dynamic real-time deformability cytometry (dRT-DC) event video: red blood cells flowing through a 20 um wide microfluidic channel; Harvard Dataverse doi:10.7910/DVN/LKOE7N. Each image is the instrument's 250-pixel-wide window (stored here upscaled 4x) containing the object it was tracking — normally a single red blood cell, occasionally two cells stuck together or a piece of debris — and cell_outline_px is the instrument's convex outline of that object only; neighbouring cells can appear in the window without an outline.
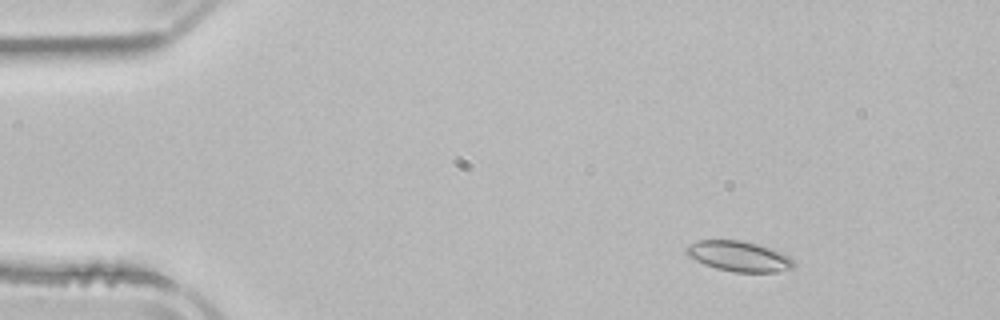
{"species": "common noctule bat (a hibernating species)", "species_latin": "Nyctalus noctula", "temperature_condition": "room temperature", "stored_images_in_passage": 3, "camera_frame_rate_fps": 3000, "um_per_image_px": 0.085, "animal": {"sex": "male", "body_mass_g": 21.5, "forearm_length_mm": 52.0}, "frame": {"image": 1, "passage_image": 1, "time_ms": 0.0, "image_size_px": [1000, 320], "cell_outline_px": [[796, 264], [792, 268], [776, 272], [736, 272], [716, 268], [704, 264], [688, 256], [684, 252], [684, 248], [688, 244], [700, 240], [740, 240], [772, 248], [788, 256]], "centroid_in_image_um": [62.77, 21.78], "position_along_channel_um": 22.2, "area_um2": 18.96}}
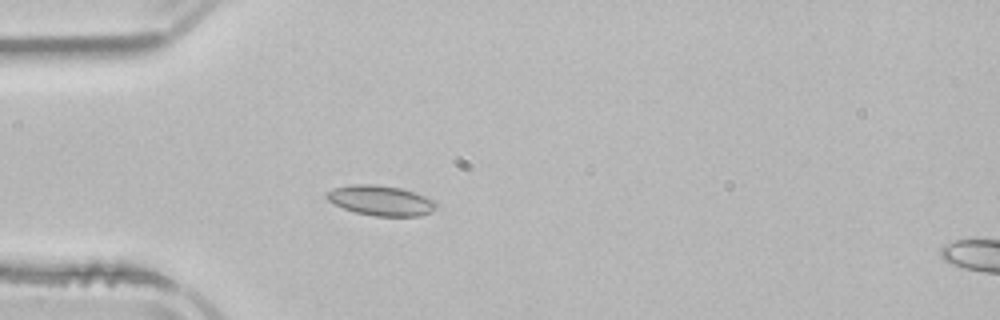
{"frame": {"image": 2, "passage_image": 3, "time_ms": 2.667, "image_size_px": [1000, 320], "cell_outline_px": [[436, 208], [432, 212], [420, 216], [376, 216], [356, 212], [344, 208], [328, 200], [324, 196], [324, 192], [332, 188], [352, 184], [372, 184], [400, 188], [436, 200]], "centroid_in_image_um": [32.35, 17.04], "position_along_channel_um": 52.7, "area_um2": 19.19}}